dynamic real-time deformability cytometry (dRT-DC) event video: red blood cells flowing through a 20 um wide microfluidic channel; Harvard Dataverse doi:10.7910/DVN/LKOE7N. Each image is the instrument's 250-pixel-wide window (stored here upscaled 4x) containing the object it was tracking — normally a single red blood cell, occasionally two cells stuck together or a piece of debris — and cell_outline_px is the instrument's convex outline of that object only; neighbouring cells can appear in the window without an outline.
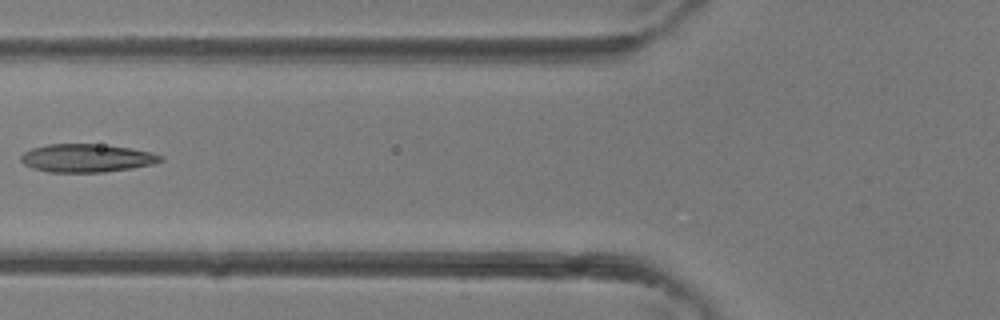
{"species": "common noctule bat (a hibernating species)", "species_latin": "Nyctalus noctula", "temperature_condition": "room temperature", "stored_images_in_passage": 5, "camera_frame_rate_fps": 3000, "um_per_image_px": 0.085, "animal": {"sex": "female"}, "frame": {"image": 1, "passage_image": 5, "time_ms": 1.333, "image_size_px": [1000, 320], "cell_outline_px": [[164, 160], [152, 164], [132, 168], [104, 172], [48, 172], [32, 168], [24, 164], [20, 160], [20, 156], [24, 152], [32, 148], [48, 144], [96, 144], [132, 148], [152, 152], [160, 156]], "centroid_in_image_um": [7.34, 13.44], "position_along_channel_um": 118.5, "area_um2": 22.89}}